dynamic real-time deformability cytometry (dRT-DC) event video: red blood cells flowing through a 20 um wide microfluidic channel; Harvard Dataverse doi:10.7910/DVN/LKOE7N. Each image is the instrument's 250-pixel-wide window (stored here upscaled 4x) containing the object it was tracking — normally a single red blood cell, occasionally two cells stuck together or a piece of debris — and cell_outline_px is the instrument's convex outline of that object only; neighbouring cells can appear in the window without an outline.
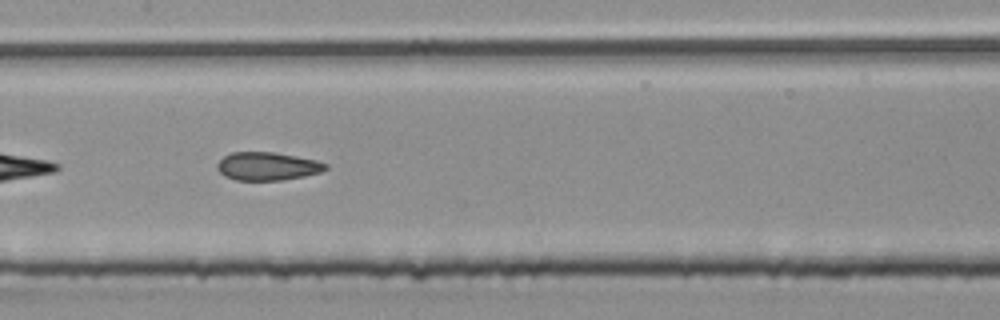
{"species": "common noctule bat (a hibernating species)", "species_latin": "Nyctalus noctula", "temperature_condition": "room temperature", "stored_images_in_passage": 32, "camera_frame_rate_fps": 3000, "um_per_image_px": 0.085, "animal": {"sex": "male", "body_mass_g": 20.4}, "frame": {"image": 1, "passage_image": 10, "time_ms": 3.0, "image_size_px": [1000, 320], "cell_outline_px": [[328, 168], [320, 172], [304, 176], [284, 180], [236, 180], [224, 176], [216, 168], [216, 164], [224, 156], [232, 152], [276, 152], [316, 160], [328, 164]], "centroid_in_image_um": [22.72, 14.13], "position_along_channel_um": 184.7, "area_um2": 17.86}, "authors_computed_cell_mechanics": {"area_um2": 17.8891, "velocity_mm_per_s": 4.0188, "shape_relaxation_time_tau1_ms": null, "shape_relaxation_time_tau2_ms": 2.0264, "deformation_change_tau1": null, "deformation_change_tau2": 0.1029}}